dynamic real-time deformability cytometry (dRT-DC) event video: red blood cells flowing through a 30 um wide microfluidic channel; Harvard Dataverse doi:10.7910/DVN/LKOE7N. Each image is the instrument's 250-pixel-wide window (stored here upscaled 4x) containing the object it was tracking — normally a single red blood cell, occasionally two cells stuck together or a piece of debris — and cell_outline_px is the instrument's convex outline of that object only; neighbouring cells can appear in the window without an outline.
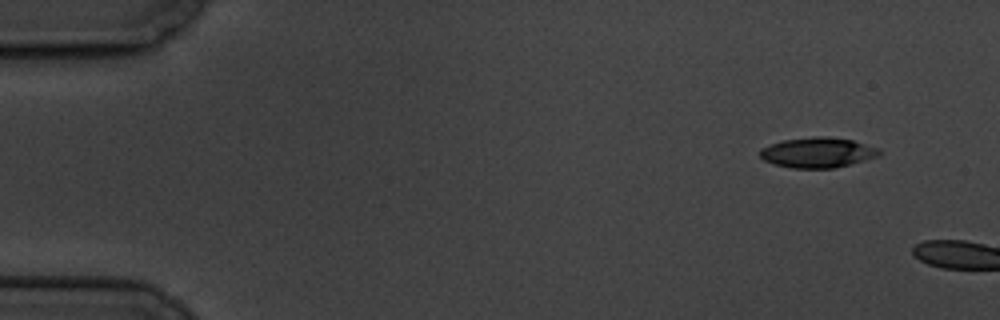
{"species": "common noctule bat (a hibernating species)", "species_latin": "Nyctalus noctula", "temperature_condition": "cold", "stored_images_in_passage": 2, "camera_frame_rate_fps": 3000, "um_per_image_px": 0.085, "animal": {"sex": "male", "body_mass_g": 19.5, "forearm_length_mm": 54.6}, "frame": {"image": 1, "passage_image": 1, "time_ms": 0.0, "image_size_px": [1000, 320], "cell_outline_px": [[880, 156], [832, 168], [792, 168], [776, 164], [764, 160], [760, 156], [760, 148], [784, 140], [812, 136], [824, 136], [852, 140], [880, 148]], "centroid_in_image_um": [69.51, 12.96], "position_along_channel_um": 15.5, "area_um2": 20.81}}